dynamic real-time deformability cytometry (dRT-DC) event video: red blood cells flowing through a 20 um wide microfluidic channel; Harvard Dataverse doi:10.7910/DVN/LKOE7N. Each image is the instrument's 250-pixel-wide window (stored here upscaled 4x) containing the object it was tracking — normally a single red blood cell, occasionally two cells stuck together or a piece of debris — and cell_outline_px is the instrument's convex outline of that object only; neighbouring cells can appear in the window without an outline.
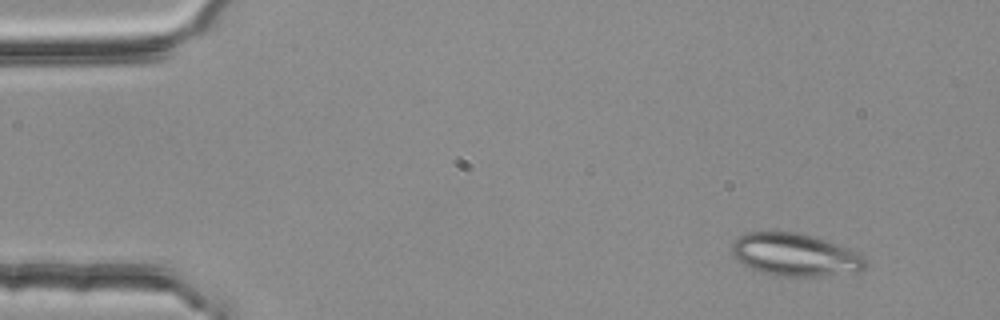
{"species": "common noctule bat (a hibernating species)", "species_latin": "Nyctalus noctula", "temperature_condition": "room temperature", "stored_images_in_passage": 3, "camera_frame_rate_fps": 3000, "um_per_image_px": 0.085, "animal": {"sex": "female", "body_mass_g": 25.1}, "frame": {"image": 1, "passage_image": 1, "time_ms": 0.0, "image_size_px": [1000, 320], "cell_outline_px": [[864, 268], [856, 272], [820, 276], [776, 276], [752, 268], [736, 260], [732, 256], [732, 244], [740, 236], [748, 232], [800, 232], [824, 240], [856, 252], [864, 256]], "centroid_in_image_um": [67.55, 21.66], "position_along_channel_um": 17.5, "area_um2": 32.71}}